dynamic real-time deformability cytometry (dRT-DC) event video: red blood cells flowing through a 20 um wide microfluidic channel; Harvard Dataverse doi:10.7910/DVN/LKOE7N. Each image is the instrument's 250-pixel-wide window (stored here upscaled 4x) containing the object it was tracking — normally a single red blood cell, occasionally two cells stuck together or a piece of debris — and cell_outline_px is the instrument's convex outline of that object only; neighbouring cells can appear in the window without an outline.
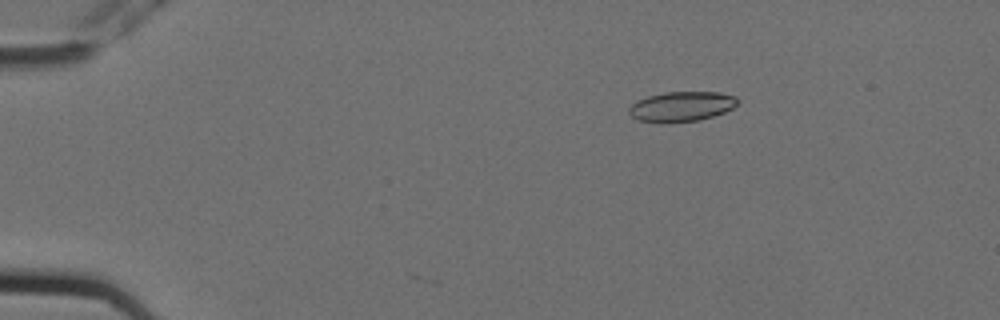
{"species": "Egyptian fruit bat (a non-hibernating species)", "species_latin": "Rousettus aegyptiacus", "temperature_condition": "cold", "stored_images_in_passage": 3, "camera_frame_rate_fps": 3000, "um_per_image_px": 0.085, "animal": {"sex": "female"}, "frame": {"image": 1, "passage_image": 1, "time_ms": 0.0, "image_size_px": [1000, 320], "cell_outline_px": [[740, 100], [732, 108], [724, 112], [700, 120], [660, 124], [640, 120], [632, 116], [628, 112], [628, 108], [636, 100], [648, 96], [664, 92], [720, 92], [736, 96]], "centroid_in_image_um": [57.92, 9.06], "position_along_channel_um": 27.1, "area_um2": 19.19}}